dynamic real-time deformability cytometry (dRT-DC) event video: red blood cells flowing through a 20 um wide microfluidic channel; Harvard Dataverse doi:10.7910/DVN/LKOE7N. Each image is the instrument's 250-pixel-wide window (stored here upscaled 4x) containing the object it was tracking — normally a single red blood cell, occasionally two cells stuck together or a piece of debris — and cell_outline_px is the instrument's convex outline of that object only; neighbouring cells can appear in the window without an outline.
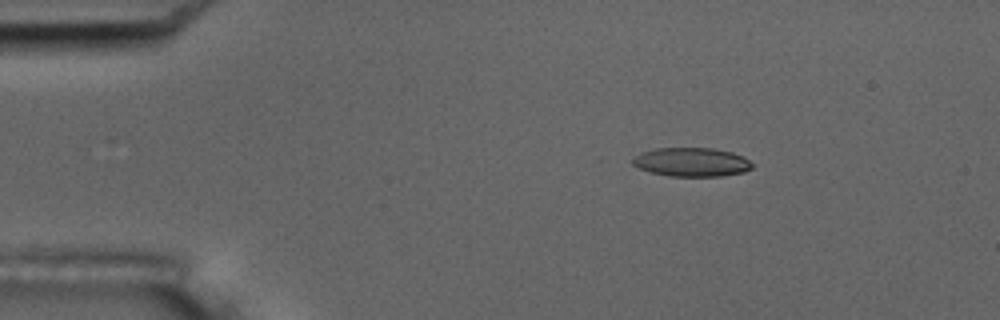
{"species": "common noctule bat (a hibernating species)", "species_latin": "Nyctalus noctula", "temperature_condition": "room temperature", "stored_images_in_passage": 4, "segment_of_instrument_passage": [1, 2], "camera_frame_rate_fps": 3000, "um_per_image_px": 0.085, "animal": {"sex": "male", "body_mass_g": 17.5, "forearm_length_mm": 52.3}, "frame": {"image": 1, "passage_image": 1, "time_ms": 0.0, "image_size_px": [1000, 320], "cell_outline_px": [[752, 168], [744, 172], [720, 176], [668, 176], [652, 172], [640, 168], [632, 164], [632, 160], [640, 152], [656, 148], [712, 148], [732, 152], [744, 156], [752, 164]], "centroid_in_image_um": [58.79, 13.77], "position_along_channel_um": 26.2, "area_um2": 20.06}}